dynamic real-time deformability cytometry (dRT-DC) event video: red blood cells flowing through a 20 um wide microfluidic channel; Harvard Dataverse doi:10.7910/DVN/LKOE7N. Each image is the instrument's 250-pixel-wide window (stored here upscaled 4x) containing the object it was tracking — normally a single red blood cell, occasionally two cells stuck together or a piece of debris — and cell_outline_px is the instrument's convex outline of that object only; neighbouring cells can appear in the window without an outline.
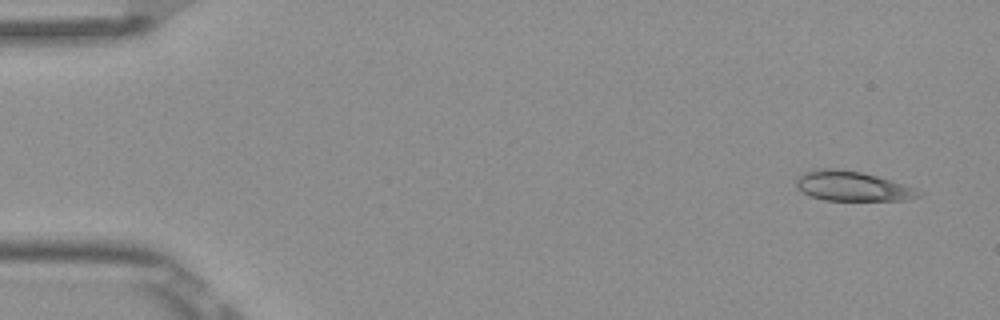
{"species": "Egyptian fruit bat (a non-hibernating species)", "species_latin": "Rousettus aegyptiacus", "temperature_condition": "room temperature", "stored_images_in_passage": 6, "camera_frame_rate_fps": 3000, "um_per_image_px": 0.085, "frame": {"image": 1, "passage_image": 1, "time_ms": 0.0, "image_size_px": [1000, 320], "cell_outline_px": [[924, 192], [920, 196], [908, 200], [824, 200], [808, 196], [796, 188], [796, 176], [804, 172], [816, 168], [832, 168], [860, 172], [876, 176], [904, 184]], "centroid_in_image_um": [72.4, 15.82], "position_along_channel_um": 12.6, "area_um2": 21.39}}
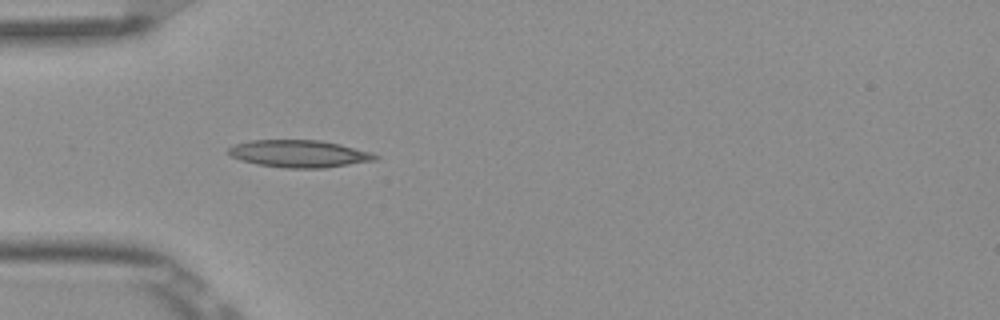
{"frame": {"image": 2, "passage_image": 5, "time_ms": 1.333, "image_size_px": [1000, 320], "cell_outline_px": [[380, 156], [376, 160], [324, 168], [284, 168], [260, 164], [240, 160], [232, 156], [228, 152], [228, 148], [236, 144], [252, 140], [320, 140], [340, 144], [372, 152]], "centroid_in_image_um": [25.47, 13.06], "position_along_channel_um": 59.5, "area_um2": 23.24}}
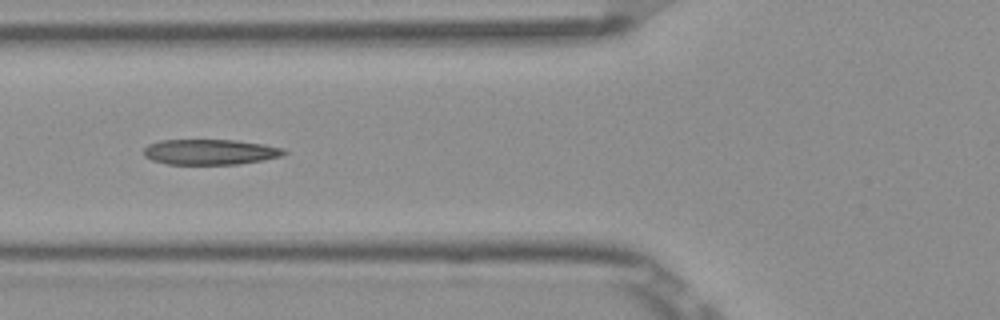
{"frame": {"image": 3, "passage_image": 6, "time_ms": 1.667, "image_size_px": [1000, 320], "cell_outline_px": [[288, 152], [284, 156], [264, 160], [236, 164], [168, 164], [152, 160], [144, 156], [144, 148], [148, 144], [160, 140], [236, 140], [264, 144], [284, 148]], "centroid_in_image_um": [17.9, 12.91], "position_along_channel_um": 107.9, "area_um2": 20.92}}